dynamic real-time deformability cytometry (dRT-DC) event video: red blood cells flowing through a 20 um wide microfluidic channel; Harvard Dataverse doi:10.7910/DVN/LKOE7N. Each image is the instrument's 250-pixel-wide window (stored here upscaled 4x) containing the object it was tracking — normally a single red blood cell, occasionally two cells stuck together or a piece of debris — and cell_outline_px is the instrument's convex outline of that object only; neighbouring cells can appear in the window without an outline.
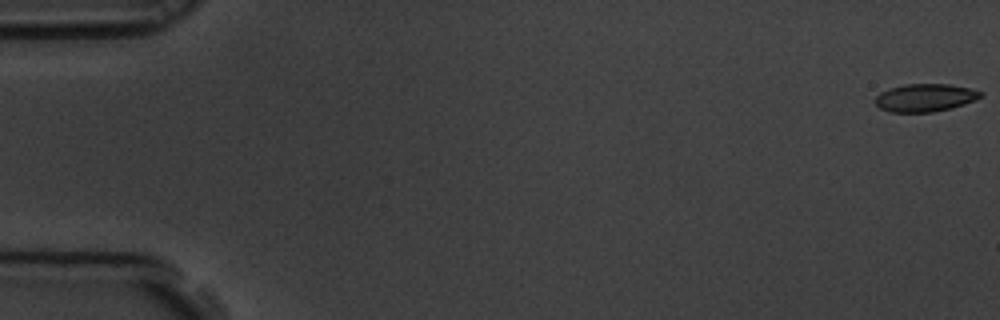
{"species": "common noctule bat (a hibernating species)", "species_latin": "Nyctalus noctula", "temperature_condition": "room temperature", "stored_images_in_passage": 53, "camera_frame_rate_fps": 3000, "um_per_image_px": 0.085, "animal": {"sex": "male", "body_mass_g": 19.5, "forearm_length_mm": 54.6}, "frame": {"image": 1, "passage_image": 1, "time_ms": 0.0, "image_size_px": [1000, 320], "cell_outline_px": [[984, 96], [976, 100], [952, 108], [932, 112], [888, 112], [880, 108], [876, 104], [876, 96], [880, 92], [888, 88], [904, 84], [948, 84], [968, 88], [984, 92]], "centroid_in_image_um": [78.64, 8.3], "position_along_channel_um": 6.4, "area_um2": 17.22}}
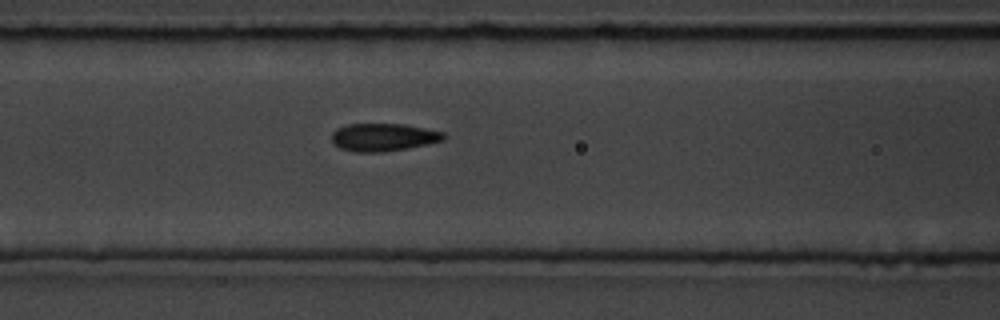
{"frame": {"image": 2, "passage_image": 25, "time_ms": 8.0, "image_size_px": [1000, 320], "cell_outline_px": [[444, 140], [428, 144], [408, 148], [384, 152], [352, 152], [340, 148], [332, 144], [332, 132], [336, 128], [348, 124], [404, 124], [444, 132]], "centroid_in_image_um": [32.55, 11.67], "position_along_channel_um": 134.1, "area_um2": 18.26}}
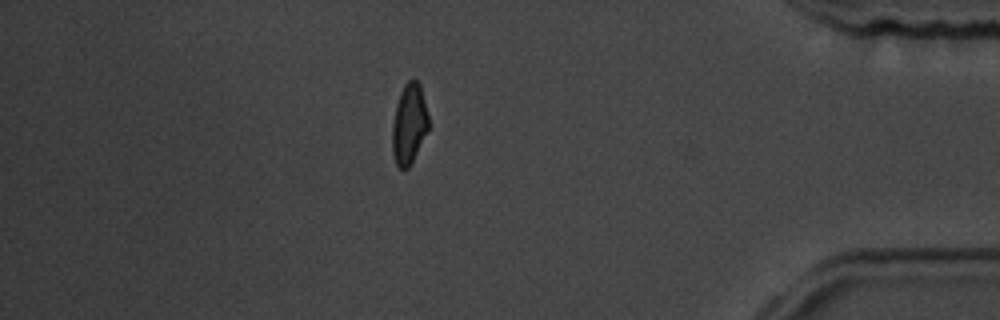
{"frame": {"image": 3, "passage_image": 51, "time_ms": 16.667, "image_size_px": [1000, 320], "cell_outline_px": [[428, 132], [408, 168], [400, 168], [396, 164], [392, 152], [392, 124], [396, 104], [400, 92], [404, 84], [408, 80], [416, 80], [420, 84], [428, 116]], "centroid_in_image_um": [34.76, 10.53], "position_along_channel_um": 400.4, "area_um2": 16.94}}